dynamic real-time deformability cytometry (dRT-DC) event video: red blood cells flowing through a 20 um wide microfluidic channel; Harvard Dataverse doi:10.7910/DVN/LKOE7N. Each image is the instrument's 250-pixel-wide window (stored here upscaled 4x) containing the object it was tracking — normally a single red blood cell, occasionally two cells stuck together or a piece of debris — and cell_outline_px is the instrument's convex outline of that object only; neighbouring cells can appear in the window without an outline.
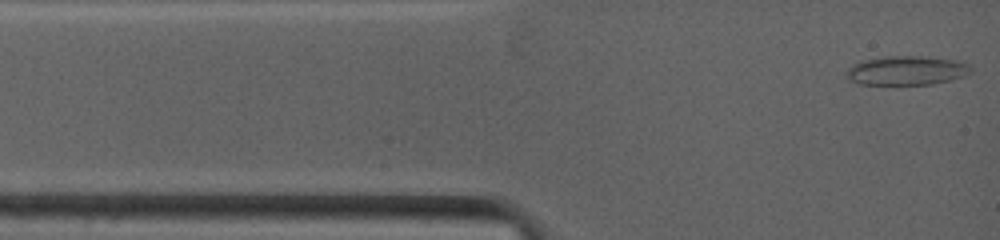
{"species": "common noctule bat (a hibernating species)", "species_latin": "Nyctalus noctula", "temperature_condition": "warm", "stored_images_in_passage": 38, "camera_frame_rate_fps": 4500, "um_per_image_px": 0.085, "animal": {"sex": "female", "body_mass_g": 19.0, "forearm_length_mm": 53.3}, "frame": {"image": 1, "passage_image": 1, "time_ms": 0.0, "image_size_px": [1000, 240], "cell_outline_px": [[972, 72], [964, 76], [932, 84], [860, 84], [848, 80], [844, 76], [844, 72], [852, 64], [860, 60], [888, 56], [924, 56], [956, 60], [972, 64]], "centroid_in_image_um": [77.03, 5.98], "position_along_channel_um": 8.0, "area_um2": 21.44}}
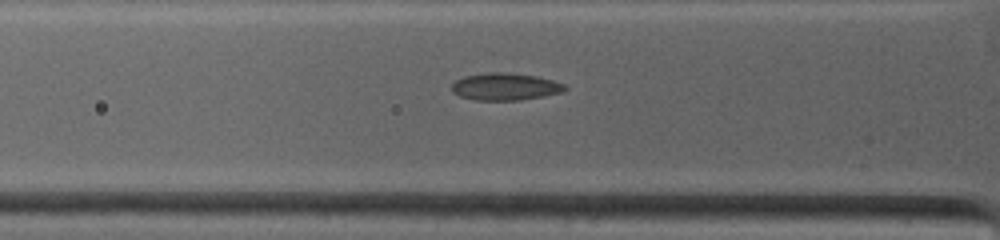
{"frame": {"image": 2, "passage_image": 25, "time_ms": 2.889, "image_size_px": [1000, 240], "cell_outline_px": [[568, 88], [564, 92], [544, 96], [520, 100], [476, 100], [460, 96], [452, 92], [452, 84], [456, 80], [464, 76], [488, 72], [508, 72], [536, 76], [552, 80], [564, 84]], "centroid_in_image_um": [42.95, 7.36], "position_along_channel_um": 82.8, "area_um2": 18.03}}
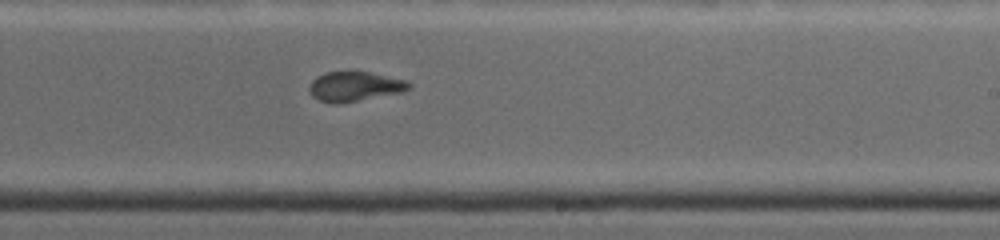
{"frame": {"image": 3, "passage_image": 38, "time_ms": 7.333, "image_size_px": [1000, 240], "cell_outline_px": [[412, 88], [404, 92], [340, 104], [332, 104], [320, 100], [312, 96], [308, 88], [312, 80], [316, 76], [324, 72], [368, 72], [408, 80], [412, 84]], "centroid_in_image_um": [30.18, 7.36], "position_along_channel_um": 258.8, "area_um2": 17.51}}